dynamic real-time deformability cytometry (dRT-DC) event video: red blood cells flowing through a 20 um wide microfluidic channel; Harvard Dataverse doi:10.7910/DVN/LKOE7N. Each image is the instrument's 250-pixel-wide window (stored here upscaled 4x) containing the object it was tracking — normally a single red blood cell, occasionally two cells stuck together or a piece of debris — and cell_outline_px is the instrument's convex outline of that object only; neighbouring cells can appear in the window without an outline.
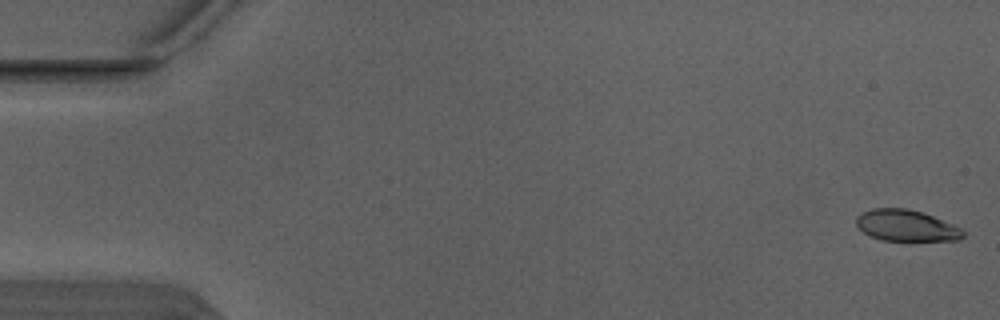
{"species": "Egyptian fruit bat (a non-hibernating species)", "species_latin": "Rousettus aegyptiacus", "temperature_condition": "warm", "stored_images_in_passage": 5, "camera_frame_rate_fps": 3000, "um_per_image_px": 0.085, "animal": {"sex": "male"}, "frame": {"image": 1, "passage_image": 1, "time_ms": 0.0, "image_size_px": [1000, 320], "cell_outline_px": [[964, 236], [960, 240], [880, 240], [864, 232], [856, 224], [856, 216], [872, 208], [908, 208], [924, 212], [964, 228]], "centroid_in_image_um": [77.08, 19.16], "position_along_channel_um": 7.9, "area_um2": 19.59}}